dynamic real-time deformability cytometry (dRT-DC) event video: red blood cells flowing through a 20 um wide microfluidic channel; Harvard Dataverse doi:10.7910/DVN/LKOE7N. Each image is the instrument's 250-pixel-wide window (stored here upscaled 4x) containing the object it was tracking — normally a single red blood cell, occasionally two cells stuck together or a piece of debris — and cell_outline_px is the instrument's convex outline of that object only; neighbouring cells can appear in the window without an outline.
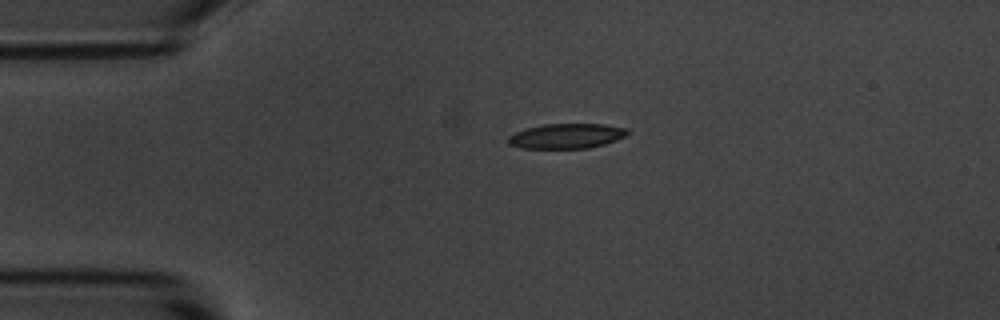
{"species": "common noctule bat (a hibernating species)", "species_latin": "Nyctalus noctula", "temperature_condition": "room temperature", "stored_images_in_passage": 2, "camera_frame_rate_fps": 3000, "um_per_image_px": 0.085, "animal": {"sex": "male", "body_mass_g": 20.1, "forearm_length_mm": 53.5}, "frame": {"image": 1, "passage_image": 1, "time_ms": 0.0, "image_size_px": [1000, 320], "cell_outline_px": [[632, 132], [616, 140], [604, 144], [588, 148], [520, 148], [508, 144], [508, 136], [524, 128], [544, 124], [604, 124], [628, 128]], "centroid_in_image_um": [48.16, 11.55], "position_along_channel_um": 36.8, "area_um2": 17.46}}